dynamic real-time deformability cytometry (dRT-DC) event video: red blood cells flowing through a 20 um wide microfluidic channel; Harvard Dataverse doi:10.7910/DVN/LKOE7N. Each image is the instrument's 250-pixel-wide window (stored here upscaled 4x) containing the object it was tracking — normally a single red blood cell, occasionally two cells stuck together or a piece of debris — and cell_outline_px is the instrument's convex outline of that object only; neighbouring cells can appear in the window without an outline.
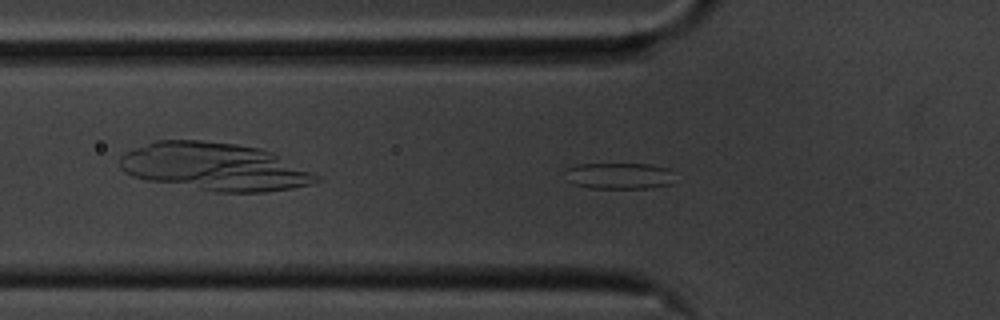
{"species": "common noctule bat (a hibernating species)", "species_latin": "Nyctalus noctula", "temperature_condition": "cold", "stored_images_in_passage": 45, "camera_frame_rate_fps": 3000, "um_per_image_px": 0.085, "animal": {"sex": "male", "body_mass_g": 20.1, "forearm_length_mm": 53.5}, "frame": {"image": 1, "passage_image": 6, "time_ms": 1.667, "image_size_px": [1000, 320], "cell_outline_px": [[672, 184], [648, 188], [588, 188], [572, 184], [568, 180], [568, 168], [576, 164], [652, 164], [668, 168]], "centroid_in_image_um": [52.61, 14.95], "position_along_channel_um": 73.2, "area_um2": 16.59}}
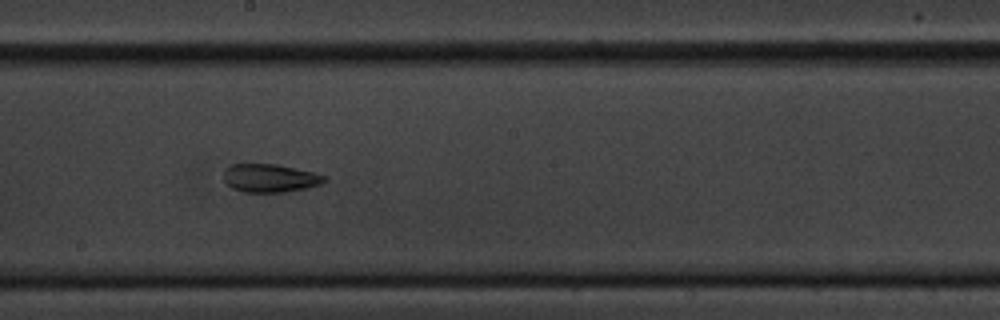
{"frame": {"image": 2, "passage_image": 19, "time_ms": 6.0, "image_size_px": [1000, 320], "cell_outline_px": [[328, 180], [320, 184], [308, 188], [284, 192], [244, 192], [232, 188], [224, 180], [224, 168], [228, 164], [276, 164], [296, 168], [328, 176]], "centroid_in_image_um": [22.96, 15.13], "position_along_channel_um": 225.2, "area_um2": 16.76}}
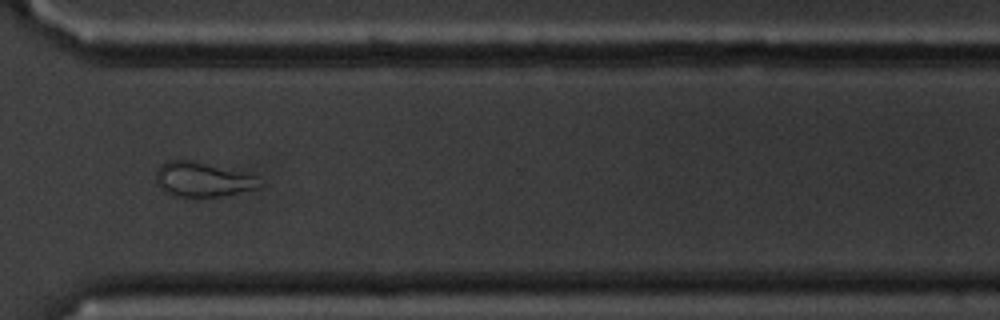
{"frame": {"image": 3, "passage_image": 30, "time_ms": 9.667, "image_size_px": [1000, 320], "cell_outline_px": [[264, 184], [260, 188], [224, 196], [200, 200], [172, 196], [164, 192], [156, 184], [156, 168], [160, 164], [168, 160], [196, 160], [256, 176]], "centroid_in_image_um": [17.2, 15.3], "position_along_channel_um": 353.4, "area_um2": 22.02}, "authors_computed_cell_mechanics": {"area_um2": 17.8602, "velocity_mm_per_s": 3.501, "shape_relaxation_time_tau1_ms": null, "shape_relaxation_time_tau2_ms": 6.2565, "deformation_change_tau1": null, "deformation_change_tau2": 0.1658}}